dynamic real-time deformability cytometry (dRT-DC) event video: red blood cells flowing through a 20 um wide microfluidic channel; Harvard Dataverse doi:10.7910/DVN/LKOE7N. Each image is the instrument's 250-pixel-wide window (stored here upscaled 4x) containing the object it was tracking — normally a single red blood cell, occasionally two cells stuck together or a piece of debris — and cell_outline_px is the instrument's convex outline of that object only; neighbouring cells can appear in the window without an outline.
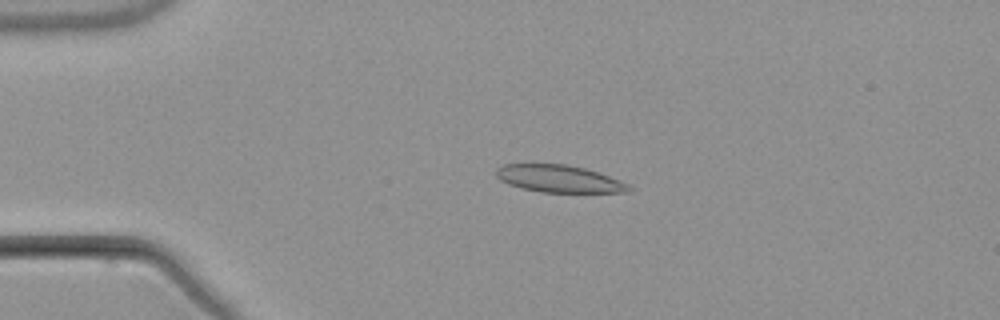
{"species": "common noctule bat (a hibernating species)", "species_latin": "Nyctalus noctula", "temperature_condition": "warm", "stored_images_in_passage": 4, "camera_frame_rate_fps": 3000, "um_per_image_px": 0.085, "animal": {"sex": "male", "body_mass_g": 21.5, "forearm_length_mm": 52.0}, "frame": {"image": 1, "passage_image": 3, "time_ms": 3.333, "image_size_px": [1000, 320], "cell_outline_px": [[632, 188], [628, 192], [540, 192], [520, 188], [508, 184], [500, 180], [496, 176], [496, 168], [504, 164], [564, 164], [584, 168], [620, 180], [628, 184]], "centroid_in_image_um": [47.48, 15.19], "position_along_channel_um": 37.5, "area_um2": 20.98}}